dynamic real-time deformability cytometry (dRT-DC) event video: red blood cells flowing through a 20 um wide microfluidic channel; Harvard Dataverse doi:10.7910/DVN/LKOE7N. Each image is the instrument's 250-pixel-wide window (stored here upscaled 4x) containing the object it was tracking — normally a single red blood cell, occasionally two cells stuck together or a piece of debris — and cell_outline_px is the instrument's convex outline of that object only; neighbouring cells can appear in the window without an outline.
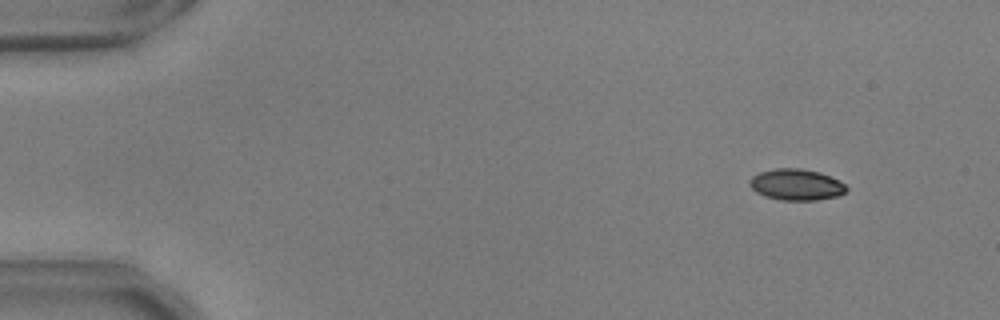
{"species": "common noctule bat (a hibernating species)", "species_latin": "Nyctalus noctula", "temperature_condition": "warm", "stored_images_in_passage": 50, "camera_frame_rate_fps": 3000, "um_per_image_px": 0.085, "animal": {"sex": "male", "body_mass_g": 17.9, "forearm_length_mm": 54.2}, "frame": {"image": 1, "passage_image": 1, "time_ms": 0.0, "image_size_px": [1000, 320], "cell_outline_px": [[848, 188], [840, 196], [816, 200], [780, 200], [764, 196], [756, 192], [748, 184], [748, 180], [752, 176], [760, 172], [776, 168], [800, 168], [820, 172], [840, 180]], "centroid_in_image_um": [67.68, 15.69], "position_along_channel_um": 17.3, "area_um2": 17.8}}
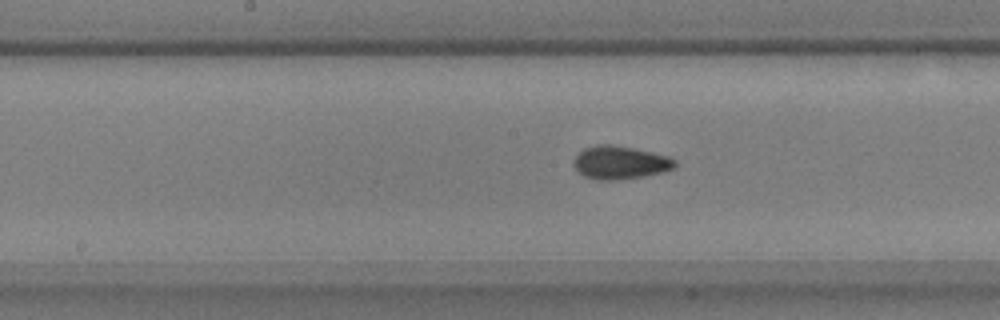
{"frame": {"image": 2, "passage_image": 24, "time_ms": 7.667, "image_size_px": [1000, 320], "cell_outline_px": [[676, 164], [672, 168], [660, 172], [644, 176], [612, 180], [596, 180], [584, 176], [576, 172], [572, 164], [572, 160], [584, 148], [600, 144], [608, 144], [632, 148], [652, 152], [668, 156], [676, 160]], "centroid_in_image_um": [52.64, 13.82], "position_along_channel_um": 195.6, "area_um2": 19.48}}
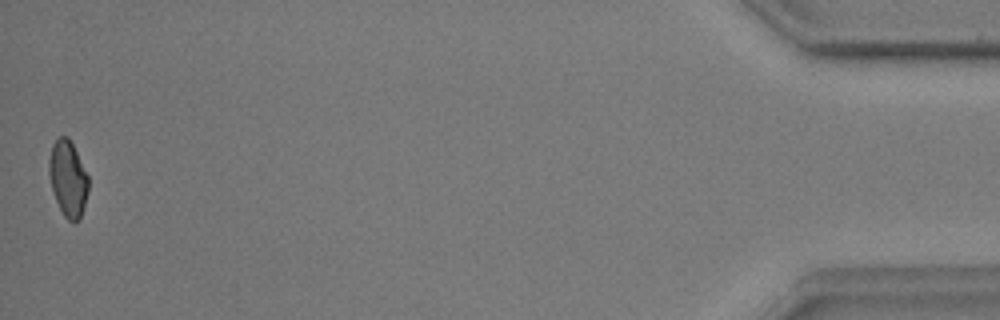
{"frame": {"image": 3, "passage_image": 50, "time_ms": 16.333, "image_size_px": [1000, 320], "cell_outline_px": [[88, 192], [80, 220], [68, 220], [64, 216], [52, 192], [48, 172], [48, 160], [52, 144], [60, 136], [68, 136], [88, 176]], "centroid_in_image_um": [5.76, 15.17], "position_along_channel_um": 429.4, "area_um2": 17.34}, "authors_computed_cell_mechanics": {"area_um2": 18.1203, "velocity_mm_per_s": 3.7145, "shape_relaxation_time_tau1_ms": 5.1827, "shape_relaxation_time_tau2_ms": 1.9736, "deformation_change_tau1": 0.1305, "deformation_change_tau2": 0.0558}}